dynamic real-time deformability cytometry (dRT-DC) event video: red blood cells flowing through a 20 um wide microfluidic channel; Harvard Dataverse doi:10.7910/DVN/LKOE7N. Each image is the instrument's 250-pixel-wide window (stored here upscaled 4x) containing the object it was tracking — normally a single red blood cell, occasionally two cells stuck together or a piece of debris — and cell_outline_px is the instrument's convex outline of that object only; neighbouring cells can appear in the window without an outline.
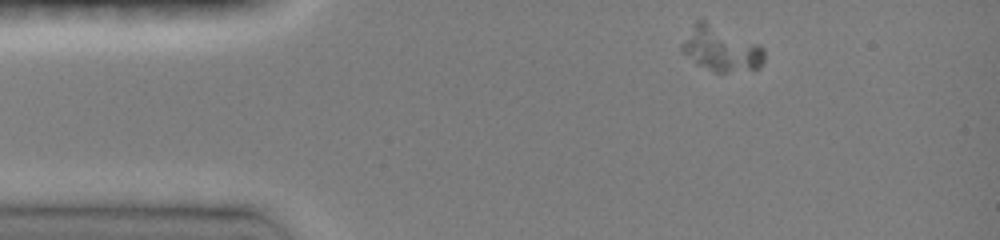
{"species": "common noctule bat (a hibernating species)", "species_latin": "Nyctalus noctula", "temperature_condition": "room temperature", "stored_images_in_passage": 5, "camera_frame_rate_fps": 3000, "um_per_image_px": 0.085, "animal": {"sex": "female", "body_mass_g": 19.0, "forearm_length_mm": 51.5}, "frame": {"image": 1, "passage_image": 1, "time_ms": 0.0, "image_size_px": [1000, 240], "cell_outline_px": [[764, 60], [760, 68], [724, 72], [716, 72], [696, 64], [680, 52], [680, 44], [696, 16], [700, 16], [760, 44], [764, 48]], "centroid_in_image_um": [61.22, 4.07], "position_along_channel_um": 23.8, "area_um2": 22.48}}